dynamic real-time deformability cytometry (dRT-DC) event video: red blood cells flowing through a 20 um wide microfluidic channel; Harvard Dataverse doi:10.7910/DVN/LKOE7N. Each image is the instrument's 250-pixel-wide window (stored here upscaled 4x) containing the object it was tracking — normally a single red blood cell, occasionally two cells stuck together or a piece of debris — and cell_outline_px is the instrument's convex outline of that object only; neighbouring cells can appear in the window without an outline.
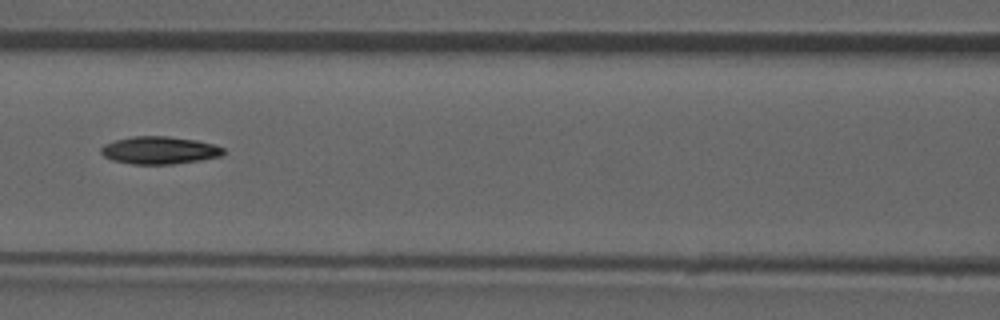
{"species": "common noctule bat (a hibernating species)", "species_latin": "Nyctalus noctula", "temperature_condition": "room temperature", "stored_images_in_passage": 52, "camera_frame_rate_fps": 3000, "um_per_image_px": 0.085, "animal": {"sex": "male", "forearm_length_mm": 52.5}, "frame": {"image": 1, "passage_image": 23, "time_ms": 7.333, "image_size_px": [1000, 320], "cell_outline_px": [[224, 156], [200, 160], [172, 164], [132, 164], [112, 160], [104, 156], [100, 152], [100, 148], [104, 144], [116, 140], [132, 136], [168, 136], [196, 140], [216, 144], [224, 148]], "centroid_in_image_um": [13.58, 12.77], "position_along_channel_um": 153.0, "area_um2": 19.83}, "authors_computed_cell_mechanics": {"area_um2": 19.652, "velocity_mm_per_s": 3.946, "shape_relaxation_time_tau1_ms": 7.9032, "shape_relaxation_time_tau2_ms": null, "deformation_change_tau1": 0.207, "deformation_change_tau2": null}}